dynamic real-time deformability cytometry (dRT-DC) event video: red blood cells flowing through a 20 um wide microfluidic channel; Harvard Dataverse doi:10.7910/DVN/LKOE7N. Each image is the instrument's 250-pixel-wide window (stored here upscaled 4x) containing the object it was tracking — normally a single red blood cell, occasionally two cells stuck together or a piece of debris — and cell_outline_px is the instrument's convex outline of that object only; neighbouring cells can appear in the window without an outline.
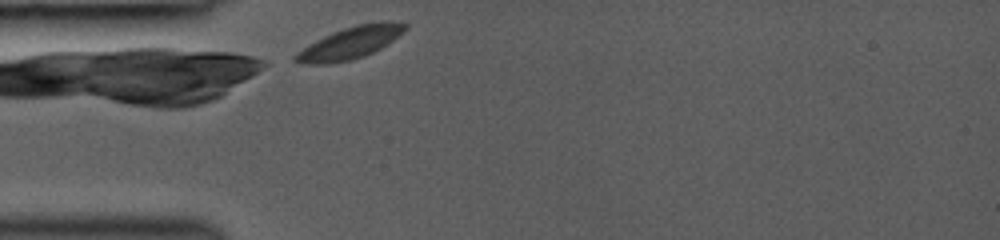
{"species": "common noctule bat (a hibernating species)", "species_latin": "Nyctalus noctula", "temperature_condition": "room temperature", "stored_images_in_passage": 1, "camera_frame_rate_fps": 3000, "um_per_image_px": 0.085, "animal": {"sex": "female", "body_mass_g": 19.0, "forearm_length_mm": 53.3}, "frame": {"image": 1, "passage_image": 1, "time_ms": 0.0, "image_size_px": [1000, 240], "cell_outline_px": [[408, 28], [404, 32], [380, 48], [364, 56], [352, 60], [328, 64], [304, 64], [292, 60], [292, 56], [296, 52], [316, 40], [324, 36], [344, 28], [356, 24], [384, 20], [408, 24]], "centroid_in_image_um": [29.75, 3.64], "position_along_channel_um": 55.2, "area_um2": 20.52}}